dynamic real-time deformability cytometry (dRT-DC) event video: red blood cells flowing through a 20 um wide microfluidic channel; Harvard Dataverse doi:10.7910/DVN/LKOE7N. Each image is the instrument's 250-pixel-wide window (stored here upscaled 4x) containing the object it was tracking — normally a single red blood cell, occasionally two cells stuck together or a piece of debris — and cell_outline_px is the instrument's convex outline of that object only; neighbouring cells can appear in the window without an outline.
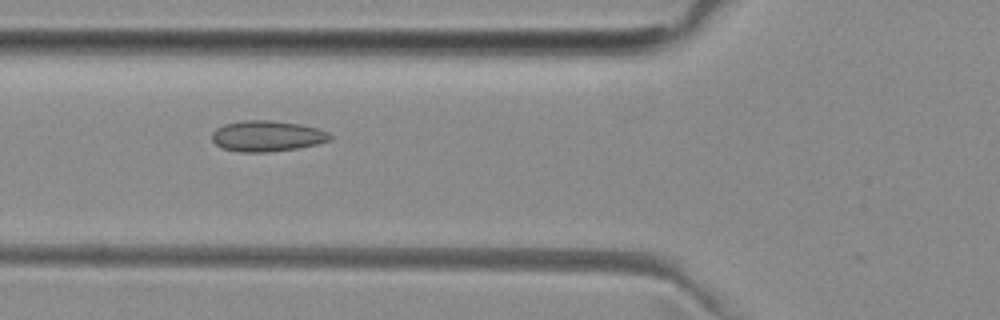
{"species": "common noctule bat (a hibernating species)", "species_latin": "Nyctalus noctula", "temperature_condition": "room temperature", "stored_images_in_passage": 36, "camera_frame_rate_fps": 3000, "um_per_image_px": 0.085, "animal": {"sex": "female", "body_mass_g": 29.2, "forearm_length_mm": 56.3}, "frame": {"image": 1, "passage_image": 7, "time_ms": 2.0, "image_size_px": [1000, 320], "cell_outline_px": [[332, 140], [316, 144], [296, 148], [268, 152], [240, 152], [224, 148], [216, 144], [212, 140], [212, 132], [216, 128], [224, 124], [244, 120], [268, 120], [300, 124], [316, 128], [328, 132], [332, 136]], "centroid_in_image_um": [22.69, 11.56], "position_along_channel_um": 103.1, "area_um2": 21.1}}
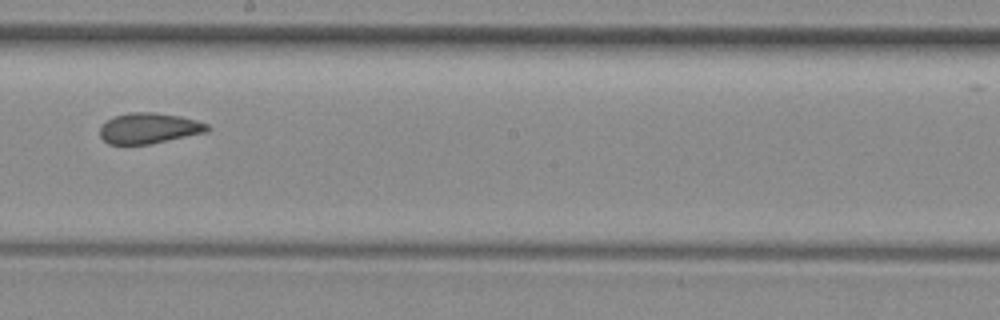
{"frame": {"image": 2, "passage_image": 17, "time_ms": 5.333, "image_size_px": [1000, 320], "cell_outline_px": [[212, 128], [208, 132], [148, 144], [108, 144], [100, 136], [100, 128], [108, 120], [116, 116], [132, 112], [156, 112], [180, 116], [196, 120], [208, 124]], "centroid_in_image_um": [12.71, 10.9], "position_along_channel_um": 235.5, "area_um2": 19.07}}
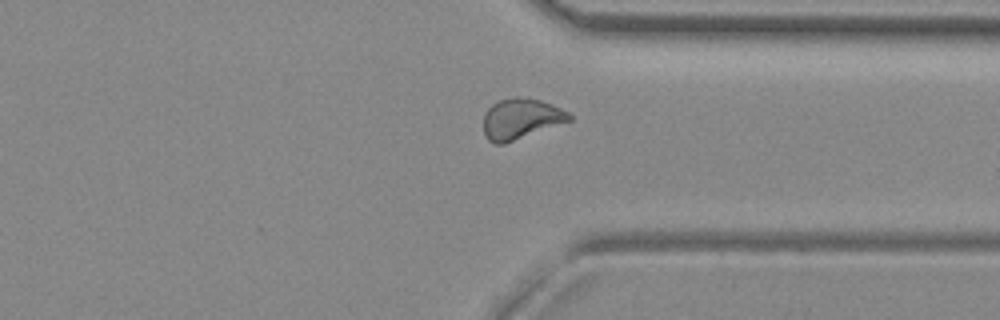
{"frame": {"image": 3, "passage_image": 27, "time_ms": 8.667, "image_size_px": [1000, 320], "cell_outline_px": [[572, 120], [504, 144], [496, 144], [488, 140], [484, 136], [484, 112], [492, 104], [500, 100], [516, 96], [520, 96], [540, 100], [560, 108], [568, 112], [572, 116]], "centroid_in_image_um": [44.25, 10.1], "position_along_channel_um": 367.1, "area_um2": 20.29}}